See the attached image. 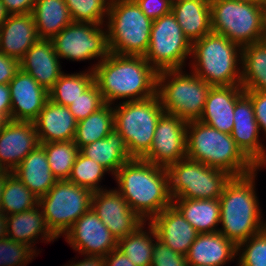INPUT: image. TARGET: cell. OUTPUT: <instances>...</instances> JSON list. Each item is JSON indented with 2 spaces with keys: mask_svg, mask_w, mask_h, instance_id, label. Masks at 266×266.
Here are the masks:
<instances>
[{
  "mask_svg": "<svg viewBox=\"0 0 266 266\" xmlns=\"http://www.w3.org/2000/svg\"><path fill=\"white\" fill-rule=\"evenodd\" d=\"M94 82L104 103L112 105L117 99L144 100L156 95L158 72L144 56L109 55L95 66Z\"/></svg>",
  "mask_w": 266,
  "mask_h": 266,
  "instance_id": "cell-1",
  "label": "cell"
},
{
  "mask_svg": "<svg viewBox=\"0 0 266 266\" xmlns=\"http://www.w3.org/2000/svg\"><path fill=\"white\" fill-rule=\"evenodd\" d=\"M114 178L117 191L144 221L172 205L166 168L134 158L124 163Z\"/></svg>",
  "mask_w": 266,
  "mask_h": 266,
  "instance_id": "cell-2",
  "label": "cell"
},
{
  "mask_svg": "<svg viewBox=\"0 0 266 266\" xmlns=\"http://www.w3.org/2000/svg\"><path fill=\"white\" fill-rule=\"evenodd\" d=\"M258 170L260 167L245 175L232 176L219 197L222 224L219 232L236 246L266 228L255 191Z\"/></svg>",
  "mask_w": 266,
  "mask_h": 266,
  "instance_id": "cell-3",
  "label": "cell"
},
{
  "mask_svg": "<svg viewBox=\"0 0 266 266\" xmlns=\"http://www.w3.org/2000/svg\"><path fill=\"white\" fill-rule=\"evenodd\" d=\"M186 157L232 176L248 174L258 167L237 146L231 134L199 120L187 122Z\"/></svg>",
  "mask_w": 266,
  "mask_h": 266,
  "instance_id": "cell-4",
  "label": "cell"
},
{
  "mask_svg": "<svg viewBox=\"0 0 266 266\" xmlns=\"http://www.w3.org/2000/svg\"><path fill=\"white\" fill-rule=\"evenodd\" d=\"M191 55V72L212 87L241 85L242 47L224 35L211 31L194 41Z\"/></svg>",
  "mask_w": 266,
  "mask_h": 266,
  "instance_id": "cell-5",
  "label": "cell"
},
{
  "mask_svg": "<svg viewBox=\"0 0 266 266\" xmlns=\"http://www.w3.org/2000/svg\"><path fill=\"white\" fill-rule=\"evenodd\" d=\"M105 27L111 53L144 56L150 42L152 20L134 0H111Z\"/></svg>",
  "mask_w": 266,
  "mask_h": 266,
  "instance_id": "cell-6",
  "label": "cell"
},
{
  "mask_svg": "<svg viewBox=\"0 0 266 266\" xmlns=\"http://www.w3.org/2000/svg\"><path fill=\"white\" fill-rule=\"evenodd\" d=\"M211 85L194 72L168 69L157 74L156 94L164 112L186 122L199 120Z\"/></svg>",
  "mask_w": 266,
  "mask_h": 266,
  "instance_id": "cell-7",
  "label": "cell"
},
{
  "mask_svg": "<svg viewBox=\"0 0 266 266\" xmlns=\"http://www.w3.org/2000/svg\"><path fill=\"white\" fill-rule=\"evenodd\" d=\"M113 112L114 128L124 138L130 155L142 159L149 152L159 118L165 113L158 95L120 102Z\"/></svg>",
  "mask_w": 266,
  "mask_h": 266,
  "instance_id": "cell-8",
  "label": "cell"
},
{
  "mask_svg": "<svg viewBox=\"0 0 266 266\" xmlns=\"http://www.w3.org/2000/svg\"><path fill=\"white\" fill-rule=\"evenodd\" d=\"M173 199H218L227 182L228 172L184 158L166 168Z\"/></svg>",
  "mask_w": 266,
  "mask_h": 266,
  "instance_id": "cell-9",
  "label": "cell"
},
{
  "mask_svg": "<svg viewBox=\"0 0 266 266\" xmlns=\"http://www.w3.org/2000/svg\"><path fill=\"white\" fill-rule=\"evenodd\" d=\"M211 29L240 47L259 42L263 5L235 0H210Z\"/></svg>",
  "mask_w": 266,
  "mask_h": 266,
  "instance_id": "cell-10",
  "label": "cell"
},
{
  "mask_svg": "<svg viewBox=\"0 0 266 266\" xmlns=\"http://www.w3.org/2000/svg\"><path fill=\"white\" fill-rule=\"evenodd\" d=\"M93 192L68 180H58L47 194L39 198L46 225L60 237L91 208Z\"/></svg>",
  "mask_w": 266,
  "mask_h": 266,
  "instance_id": "cell-11",
  "label": "cell"
},
{
  "mask_svg": "<svg viewBox=\"0 0 266 266\" xmlns=\"http://www.w3.org/2000/svg\"><path fill=\"white\" fill-rule=\"evenodd\" d=\"M191 42L184 36L175 15L170 12L153 20L150 42L144 58L157 71L184 69L191 55Z\"/></svg>",
  "mask_w": 266,
  "mask_h": 266,
  "instance_id": "cell-12",
  "label": "cell"
},
{
  "mask_svg": "<svg viewBox=\"0 0 266 266\" xmlns=\"http://www.w3.org/2000/svg\"><path fill=\"white\" fill-rule=\"evenodd\" d=\"M103 25L72 22L62 29L51 41L57 56L72 61L100 58L109 53L107 30Z\"/></svg>",
  "mask_w": 266,
  "mask_h": 266,
  "instance_id": "cell-13",
  "label": "cell"
},
{
  "mask_svg": "<svg viewBox=\"0 0 266 266\" xmlns=\"http://www.w3.org/2000/svg\"><path fill=\"white\" fill-rule=\"evenodd\" d=\"M186 127L185 120L164 113L157 123L151 148L142 159L167 168L186 158Z\"/></svg>",
  "mask_w": 266,
  "mask_h": 266,
  "instance_id": "cell-14",
  "label": "cell"
},
{
  "mask_svg": "<svg viewBox=\"0 0 266 266\" xmlns=\"http://www.w3.org/2000/svg\"><path fill=\"white\" fill-rule=\"evenodd\" d=\"M73 250L81 255L105 257L118 248V240L90 208L64 234Z\"/></svg>",
  "mask_w": 266,
  "mask_h": 266,
  "instance_id": "cell-15",
  "label": "cell"
},
{
  "mask_svg": "<svg viewBox=\"0 0 266 266\" xmlns=\"http://www.w3.org/2000/svg\"><path fill=\"white\" fill-rule=\"evenodd\" d=\"M91 208L117 240L131 234L144 222L117 189L93 192Z\"/></svg>",
  "mask_w": 266,
  "mask_h": 266,
  "instance_id": "cell-16",
  "label": "cell"
},
{
  "mask_svg": "<svg viewBox=\"0 0 266 266\" xmlns=\"http://www.w3.org/2000/svg\"><path fill=\"white\" fill-rule=\"evenodd\" d=\"M39 145L34 122L8 120L0 132V165L12 172Z\"/></svg>",
  "mask_w": 266,
  "mask_h": 266,
  "instance_id": "cell-17",
  "label": "cell"
},
{
  "mask_svg": "<svg viewBox=\"0 0 266 266\" xmlns=\"http://www.w3.org/2000/svg\"><path fill=\"white\" fill-rule=\"evenodd\" d=\"M231 137L242 152L257 166H266V148L259 140L260 130L251 99L244 94L235 104Z\"/></svg>",
  "mask_w": 266,
  "mask_h": 266,
  "instance_id": "cell-18",
  "label": "cell"
},
{
  "mask_svg": "<svg viewBox=\"0 0 266 266\" xmlns=\"http://www.w3.org/2000/svg\"><path fill=\"white\" fill-rule=\"evenodd\" d=\"M8 86L11 120L33 122L49 99V92L21 69L17 71Z\"/></svg>",
  "mask_w": 266,
  "mask_h": 266,
  "instance_id": "cell-19",
  "label": "cell"
},
{
  "mask_svg": "<svg viewBox=\"0 0 266 266\" xmlns=\"http://www.w3.org/2000/svg\"><path fill=\"white\" fill-rule=\"evenodd\" d=\"M245 94L241 85L211 87L199 121L231 134L236 102Z\"/></svg>",
  "mask_w": 266,
  "mask_h": 266,
  "instance_id": "cell-20",
  "label": "cell"
},
{
  "mask_svg": "<svg viewBox=\"0 0 266 266\" xmlns=\"http://www.w3.org/2000/svg\"><path fill=\"white\" fill-rule=\"evenodd\" d=\"M59 57L52 41L39 39L19 60L20 69L30 74L42 87L49 91L59 77L61 71Z\"/></svg>",
  "mask_w": 266,
  "mask_h": 266,
  "instance_id": "cell-21",
  "label": "cell"
},
{
  "mask_svg": "<svg viewBox=\"0 0 266 266\" xmlns=\"http://www.w3.org/2000/svg\"><path fill=\"white\" fill-rule=\"evenodd\" d=\"M149 222L154 226L160 241L183 255L187 254L199 234L173 205L163 209Z\"/></svg>",
  "mask_w": 266,
  "mask_h": 266,
  "instance_id": "cell-22",
  "label": "cell"
},
{
  "mask_svg": "<svg viewBox=\"0 0 266 266\" xmlns=\"http://www.w3.org/2000/svg\"><path fill=\"white\" fill-rule=\"evenodd\" d=\"M33 122L40 143L74 140L77 121L67 106L48 99Z\"/></svg>",
  "mask_w": 266,
  "mask_h": 266,
  "instance_id": "cell-23",
  "label": "cell"
},
{
  "mask_svg": "<svg viewBox=\"0 0 266 266\" xmlns=\"http://www.w3.org/2000/svg\"><path fill=\"white\" fill-rule=\"evenodd\" d=\"M38 40L32 13L9 15L0 27V52L17 60Z\"/></svg>",
  "mask_w": 266,
  "mask_h": 266,
  "instance_id": "cell-24",
  "label": "cell"
},
{
  "mask_svg": "<svg viewBox=\"0 0 266 266\" xmlns=\"http://www.w3.org/2000/svg\"><path fill=\"white\" fill-rule=\"evenodd\" d=\"M237 256V246L219 231L198 234L185 255L189 266H223Z\"/></svg>",
  "mask_w": 266,
  "mask_h": 266,
  "instance_id": "cell-25",
  "label": "cell"
},
{
  "mask_svg": "<svg viewBox=\"0 0 266 266\" xmlns=\"http://www.w3.org/2000/svg\"><path fill=\"white\" fill-rule=\"evenodd\" d=\"M172 13L191 44L212 31L210 0H176Z\"/></svg>",
  "mask_w": 266,
  "mask_h": 266,
  "instance_id": "cell-26",
  "label": "cell"
},
{
  "mask_svg": "<svg viewBox=\"0 0 266 266\" xmlns=\"http://www.w3.org/2000/svg\"><path fill=\"white\" fill-rule=\"evenodd\" d=\"M40 209L41 207L37 205L21 213L6 215L7 237L26 244L33 249L35 248L33 245L36 243L35 240L40 238V236L44 237L42 238L43 241L54 242L57 238L48 229Z\"/></svg>",
  "mask_w": 266,
  "mask_h": 266,
  "instance_id": "cell-27",
  "label": "cell"
},
{
  "mask_svg": "<svg viewBox=\"0 0 266 266\" xmlns=\"http://www.w3.org/2000/svg\"><path fill=\"white\" fill-rule=\"evenodd\" d=\"M37 197H41L58 181L51 172L45 149L39 145L12 171Z\"/></svg>",
  "mask_w": 266,
  "mask_h": 266,
  "instance_id": "cell-28",
  "label": "cell"
},
{
  "mask_svg": "<svg viewBox=\"0 0 266 266\" xmlns=\"http://www.w3.org/2000/svg\"><path fill=\"white\" fill-rule=\"evenodd\" d=\"M80 152L101 164L113 176L124 163L134 159L129 153L124 138L115 128L105 138L83 146Z\"/></svg>",
  "mask_w": 266,
  "mask_h": 266,
  "instance_id": "cell-29",
  "label": "cell"
},
{
  "mask_svg": "<svg viewBox=\"0 0 266 266\" xmlns=\"http://www.w3.org/2000/svg\"><path fill=\"white\" fill-rule=\"evenodd\" d=\"M172 205L199 234L218 232L220 203L218 199H173Z\"/></svg>",
  "mask_w": 266,
  "mask_h": 266,
  "instance_id": "cell-30",
  "label": "cell"
},
{
  "mask_svg": "<svg viewBox=\"0 0 266 266\" xmlns=\"http://www.w3.org/2000/svg\"><path fill=\"white\" fill-rule=\"evenodd\" d=\"M32 14L39 39L51 40L73 22L64 0H36Z\"/></svg>",
  "mask_w": 266,
  "mask_h": 266,
  "instance_id": "cell-31",
  "label": "cell"
},
{
  "mask_svg": "<svg viewBox=\"0 0 266 266\" xmlns=\"http://www.w3.org/2000/svg\"><path fill=\"white\" fill-rule=\"evenodd\" d=\"M241 86L266 92V49L259 42L242 47Z\"/></svg>",
  "mask_w": 266,
  "mask_h": 266,
  "instance_id": "cell-32",
  "label": "cell"
},
{
  "mask_svg": "<svg viewBox=\"0 0 266 266\" xmlns=\"http://www.w3.org/2000/svg\"><path fill=\"white\" fill-rule=\"evenodd\" d=\"M147 232L144 221L131 234L118 240V248L135 266H151L154 242L158 238L154 226L148 222Z\"/></svg>",
  "mask_w": 266,
  "mask_h": 266,
  "instance_id": "cell-33",
  "label": "cell"
},
{
  "mask_svg": "<svg viewBox=\"0 0 266 266\" xmlns=\"http://www.w3.org/2000/svg\"><path fill=\"white\" fill-rule=\"evenodd\" d=\"M111 106L105 103L86 119L77 122L74 143L79 149L105 138L114 129V112Z\"/></svg>",
  "mask_w": 266,
  "mask_h": 266,
  "instance_id": "cell-34",
  "label": "cell"
},
{
  "mask_svg": "<svg viewBox=\"0 0 266 266\" xmlns=\"http://www.w3.org/2000/svg\"><path fill=\"white\" fill-rule=\"evenodd\" d=\"M39 197L25 186L12 172L6 175L1 199V213L11 215L30 210L37 206Z\"/></svg>",
  "mask_w": 266,
  "mask_h": 266,
  "instance_id": "cell-35",
  "label": "cell"
},
{
  "mask_svg": "<svg viewBox=\"0 0 266 266\" xmlns=\"http://www.w3.org/2000/svg\"><path fill=\"white\" fill-rule=\"evenodd\" d=\"M93 83V70L74 74L63 73L48 91L49 99L56 104L69 106Z\"/></svg>",
  "mask_w": 266,
  "mask_h": 266,
  "instance_id": "cell-36",
  "label": "cell"
},
{
  "mask_svg": "<svg viewBox=\"0 0 266 266\" xmlns=\"http://www.w3.org/2000/svg\"><path fill=\"white\" fill-rule=\"evenodd\" d=\"M47 154L51 172L57 180H68L80 149L70 141L40 143Z\"/></svg>",
  "mask_w": 266,
  "mask_h": 266,
  "instance_id": "cell-37",
  "label": "cell"
},
{
  "mask_svg": "<svg viewBox=\"0 0 266 266\" xmlns=\"http://www.w3.org/2000/svg\"><path fill=\"white\" fill-rule=\"evenodd\" d=\"M108 170L101 164L79 152L72 167L68 181L78 186L88 188L92 192L104 190L98 183Z\"/></svg>",
  "mask_w": 266,
  "mask_h": 266,
  "instance_id": "cell-38",
  "label": "cell"
},
{
  "mask_svg": "<svg viewBox=\"0 0 266 266\" xmlns=\"http://www.w3.org/2000/svg\"><path fill=\"white\" fill-rule=\"evenodd\" d=\"M73 22L104 25L111 0H64ZM105 16V17H104Z\"/></svg>",
  "mask_w": 266,
  "mask_h": 266,
  "instance_id": "cell-39",
  "label": "cell"
},
{
  "mask_svg": "<svg viewBox=\"0 0 266 266\" xmlns=\"http://www.w3.org/2000/svg\"><path fill=\"white\" fill-rule=\"evenodd\" d=\"M237 256L238 266H266V228L237 245Z\"/></svg>",
  "mask_w": 266,
  "mask_h": 266,
  "instance_id": "cell-40",
  "label": "cell"
},
{
  "mask_svg": "<svg viewBox=\"0 0 266 266\" xmlns=\"http://www.w3.org/2000/svg\"><path fill=\"white\" fill-rule=\"evenodd\" d=\"M36 252L26 244L5 237L0 240V266H26Z\"/></svg>",
  "mask_w": 266,
  "mask_h": 266,
  "instance_id": "cell-41",
  "label": "cell"
},
{
  "mask_svg": "<svg viewBox=\"0 0 266 266\" xmlns=\"http://www.w3.org/2000/svg\"><path fill=\"white\" fill-rule=\"evenodd\" d=\"M101 92L94 82L86 91L74 100L68 107L77 122L86 119L90 114L104 105Z\"/></svg>",
  "mask_w": 266,
  "mask_h": 266,
  "instance_id": "cell-42",
  "label": "cell"
},
{
  "mask_svg": "<svg viewBox=\"0 0 266 266\" xmlns=\"http://www.w3.org/2000/svg\"><path fill=\"white\" fill-rule=\"evenodd\" d=\"M151 266H189L185 255L173 251L158 238L155 240Z\"/></svg>",
  "mask_w": 266,
  "mask_h": 266,
  "instance_id": "cell-43",
  "label": "cell"
},
{
  "mask_svg": "<svg viewBox=\"0 0 266 266\" xmlns=\"http://www.w3.org/2000/svg\"><path fill=\"white\" fill-rule=\"evenodd\" d=\"M152 21L172 12V0H134Z\"/></svg>",
  "mask_w": 266,
  "mask_h": 266,
  "instance_id": "cell-44",
  "label": "cell"
},
{
  "mask_svg": "<svg viewBox=\"0 0 266 266\" xmlns=\"http://www.w3.org/2000/svg\"><path fill=\"white\" fill-rule=\"evenodd\" d=\"M245 94L251 99L259 130L266 134V92L245 91Z\"/></svg>",
  "mask_w": 266,
  "mask_h": 266,
  "instance_id": "cell-45",
  "label": "cell"
},
{
  "mask_svg": "<svg viewBox=\"0 0 266 266\" xmlns=\"http://www.w3.org/2000/svg\"><path fill=\"white\" fill-rule=\"evenodd\" d=\"M19 69V60L0 52V84H9Z\"/></svg>",
  "mask_w": 266,
  "mask_h": 266,
  "instance_id": "cell-46",
  "label": "cell"
},
{
  "mask_svg": "<svg viewBox=\"0 0 266 266\" xmlns=\"http://www.w3.org/2000/svg\"><path fill=\"white\" fill-rule=\"evenodd\" d=\"M9 15L30 14L36 0H1Z\"/></svg>",
  "mask_w": 266,
  "mask_h": 266,
  "instance_id": "cell-47",
  "label": "cell"
},
{
  "mask_svg": "<svg viewBox=\"0 0 266 266\" xmlns=\"http://www.w3.org/2000/svg\"><path fill=\"white\" fill-rule=\"evenodd\" d=\"M104 261L105 266H135L119 248L111 250Z\"/></svg>",
  "mask_w": 266,
  "mask_h": 266,
  "instance_id": "cell-48",
  "label": "cell"
},
{
  "mask_svg": "<svg viewBox=\"0 0 266 266\" xmlns=\"http://www.w3.org/2000/svg\"><path fill=\"white\" fill-rule=\"evenodd\" d=\"M0 115L11 120V99L8 84H0Z\"/></svg>",
  "mask_w": 266,
  "mask_h": 266,
  "instance_id": "cell-49",
  "label": "cell"
},
{
  "mask_svg": "<svg viewBox=\"0 0 266 266\" xmlns=\"http://www.w3.org/2000/svg\"><path fill=\"white\" fill-rule=\"evenodd\" d=\"M84 260L78 262H71L66 266H105V261L103 256H94V255H84Z\"/></svg>",
  "mask_w": 266,
  "mask_h": 266,
  "instance_id": "cell-50",
  "label": "cell"
},
{
  "mask_svg": "<svg viewBox=\"0 0 266 266\" xmlns=\"http://www.w3.org/2000/svg\"><path fill=\"white\" fill-rule=\"evenodd\" d=\"M7 237L6 215L0 212V240Z\"/></svg>",
  "mask_w": 266,
  "mask_h": 266,
  "instance_id": "cell-51",
  "label": "cell"
},
{
  "mask_svg": "<svg viewBox=\"0 0 266 266\" xmlns=\"http://www.w3.org/2000/svg\"><path fill=\"white\" fill-rule=\"evenodd\" d=\"M9 13L7 12L4 4L0 0V27L8 18Z\"/></svg>",
  "mask_w": 266,
  "mask_h": 266,
  "instance_id": "cell-52",
  "label": "cell"
},
{
  "mask_svg": "<svg viewBox=\"0 0 266 266\" xmlns=\"http://www.w3.org/2000/svg\"><path fill=\"white\" fill-rule=\"evenodd\" d=\"M10 171H5L3 174L0 175V212H1V199H2V193L4 190V184L6 181V175L9 173Z\"/></svg>",
  "mask_w": 266,
  "mask_h": 266,
  "instance_id": "cell-53",
  "label": "cell"
},
{
  "mask_svg": "<svg viewBox=\"0 0 266 266\" xmlns=\"http://www.w3.org/2000/svg\"><path fill=\"white\" fill-rule=\"evenodd\" d=\"M266 32V4L263 5V31Z\"/></svg>",
  "mask_w": 266,
  "mask_h": 266,
  "instance_id": "cell-54",
  "label": "cell"
},
{
  "mask_svg": "<svg viewBox=\"0 0 266 266\" xmlns=\"http://www.w3.org/2000/svg\"><path fill=\"white\" fill-rule=\"evenodd\" d=\"M259 43L266 49V32H262Z\"/></svg>",
  "mask_w": 266,
  "mask_h": 266,
  "instance_id": "cell-55",
  "label": "cell"
},
{
  "mask_svg": "<svg viewBox=\"0 0 266 266\" xmlns=\"http://www.w3.org/2000/svg\"><path fill=\"white\" fill-rule=\"evenodd\" d=\"M8 120L3 116V115H0V132L2 131L4 125L6 124Z\"/></svg>",
  "mask_w": 266,
  "mask_h": 266,
  "instance_id": "cell-56",
  "label": "cell"
},
{
  "mask_svg": "<svg viewBox=\"0 0 266 266\" xmlns=\"http://www.w3.org/2000/svg\"><path fill=\"white\" fill-rule=\"evenodd\" d=\"M239 2H248V3H253V4H261V0H235Z\"/></svg>",
  "mask_w": 266,
  "mask_h": 266,
  "instance_id": "cell-57",
  "label": "cell"
},
{
  "mask_svg": "<svg viewBox=\"0 0 266 266\" xmlns=\"http://www.w3.org/2000/svg\"><path fill=\"white\" fill-rule=\"evenodd\" d=\"M5 172V169L0 165V175Z\"/></svg>",
  "mask_w": 266,
  "mask_h": 266,
  "instance_id": "cell-58",
  "label": "cell"
},
{
  "mask_svg": "<svg viewBox=\"0 0 266 266\" xmlns=\"http://www.w3.org/2000/svg\"><path fill=\"white\" fill-rule=\"evenodd\" d=\"M261 4L265 5L266 4V0H261Z\"/></svg>",
  "mask_w": 266,
  "mask_h": 266,
  "instance_id": "cell-59",
  "label": "cell"
}]
</instances>
